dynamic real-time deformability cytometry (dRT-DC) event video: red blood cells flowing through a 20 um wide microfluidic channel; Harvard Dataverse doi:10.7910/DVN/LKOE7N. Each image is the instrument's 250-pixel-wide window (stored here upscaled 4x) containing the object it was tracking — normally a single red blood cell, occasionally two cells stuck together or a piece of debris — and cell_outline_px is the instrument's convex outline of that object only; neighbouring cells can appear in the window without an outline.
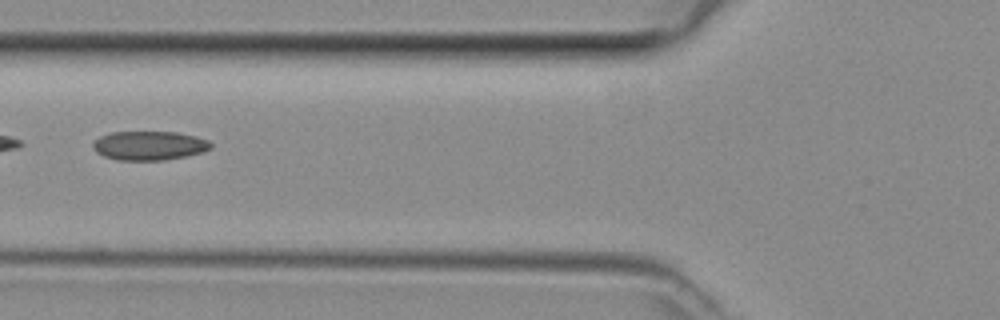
{"species": "common noctule bat (a hibernating species)", "species_latin": "Nyctalus noctula", "temperature_condition": "room temperature", "stored_images_in_passage": 30, "camera_frame_rate_fps": 3000, "um_per_image_px": 0.085, "animal": {"sex": "female", "body_mass_g": 29.2, "forearm_length_mm": 56.3}, "frame": {"image": 1, "passage_image": 5, "time_ms": 1.333, "image_size_px": [1000, 320], "cell_outline_px": [[212, 148], [204, 152], [164, 160], [116, 160], [104, 156], [96, 152], [92, 148], [92, 144], [100, 136], [112, 132], [176, 132], [196, 136], [208, 140], [212, 144]], "centroid_in_image_um": [12.69, 12.37], "position_along_channel_um": 113.1, "area_um2": 20.0}}
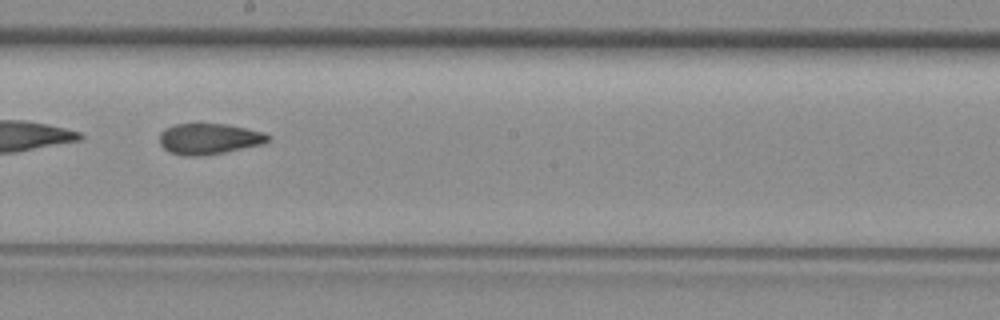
{"frame": {"image": 2, "passage_image": 13, "time_ms": 4.0, "image_size_px": [1000, 320], "cell_outline_px": [[272, 136], [268, 140], [260, 144], [224, 152], [196, 156], [184, 156], [168, 152], [160, 144], [160, 132], [164, 128], [176, 124], [228, 124], [264, 132]], "centroid_in_image_um": [17.74, 11.79], "position_along_channel_um": 230.5, "area_um2": 19.42}}